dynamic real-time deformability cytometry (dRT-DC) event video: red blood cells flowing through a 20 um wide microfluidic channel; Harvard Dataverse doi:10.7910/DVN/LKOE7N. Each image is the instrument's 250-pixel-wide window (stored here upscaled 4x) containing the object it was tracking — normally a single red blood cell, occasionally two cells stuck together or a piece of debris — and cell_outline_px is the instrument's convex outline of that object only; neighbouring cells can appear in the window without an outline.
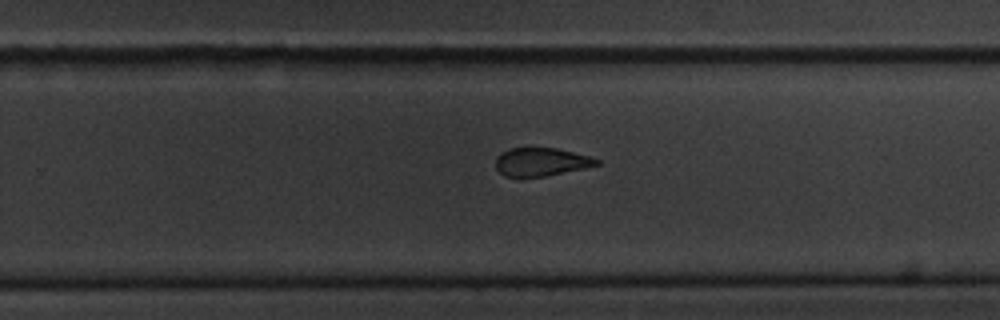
{"species": "common noctule bat (a hibernating species)", "species_latin": "Nyctalus noctula", "temperature_condition": "cold", "stored_images_in_passage": 11, "segment_of_instrument_passage": [1, 2], "camera_frame_rate_fps": 3000, "um_per_image_px": 0.085, "animal": {"sex": "male", "body_mass_g": 20.1, "forearm_length_mm": 53.5}, "frame": {"image": 1, "passage_image": 10, "time_ms": 11.333, "image_size_px": [1000, 320], "cell_outline_px": [[600, 164], [584, 168], [544, 176], [504, 176], [496, 168], [496, 156], [500, 152], [508, 148], [556, 148], [588, 156], [600, 160]], "centroid_in_image_um": [45.96, 13.75], "position_along_channel_um": 283.8, "area_um2": 16.42}}